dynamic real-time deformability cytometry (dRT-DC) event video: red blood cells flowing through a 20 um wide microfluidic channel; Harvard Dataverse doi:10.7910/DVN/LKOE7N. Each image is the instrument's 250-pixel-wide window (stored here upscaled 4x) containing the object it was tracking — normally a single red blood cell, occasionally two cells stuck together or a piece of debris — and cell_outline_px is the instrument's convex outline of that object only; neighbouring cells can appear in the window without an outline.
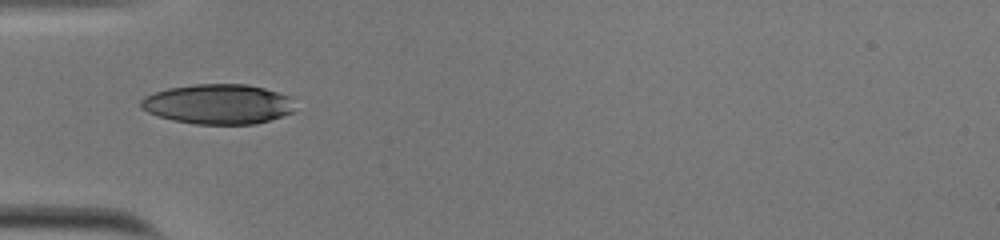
{"species": "human", "species_latin": "Homo sapiens", "temperature_condition": "cold", "stored_images_in_passage": 37, "camera_frame_rate_fps": 3000, "um_per_image_px": 0.085, "donor": {"sex": "male"}, "frame": {"image": 1, "passage_image": 1, "time_ms": 0.0, "image_size_px": [1000, 240], "cell_outline_px": [[292, 112], [268, 120], [252, 124], [196, 124], [172, 120], [156, 116], [140, 108], [140, 100], [144, 96], [168, 88], [192, 84], [244, 84], [264, 88], [292, 96]], "centroid_in_image_um": [18.49, 8.84], "position_along_channel_um": 66.5, "area_um2": 35.84}}
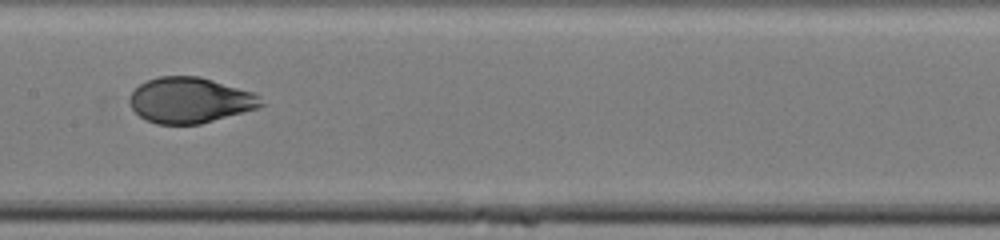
{"frame": {"image": 2, "passage_image": 11, "time_ms": 3.333, "image_size_px": [1000, 240], "cell_outline_px": [[264, 104], [256, 108], [200, 124], [156, 124], [144, 120], [132, 108], [128, 100], [132, 92], [140, 84], [148, 80], [160, 76], [200, 76], [252, 92], [260, 96]], "centroid_in_image_um": [16.12, 8.52], "position_along_channel_um": 191.3, "area_um2": 34.74}}
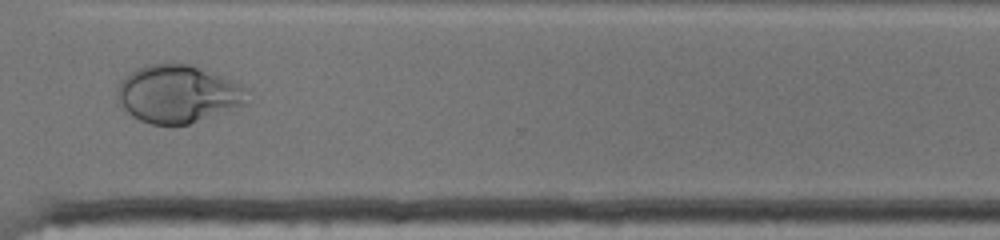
{"frame": {"image": 3, "passage_image": 24, "time_ms": 7.667, "image_size_px": [1000, 240], "cell_outline_px": [[252, 100], [244, 104], [188, 124], [152, 124], [140, 120], [132, 116], [120, 108], [116, 100], [116, 88], [120, 80], [128, 72], [136, 68], [148, 64], [188, 64], [200, 68], [232, 80], [248, 88]], "centroid_in_image_um": [15.08, 7.98], "position_along_channel_um": 355.5, "area_um2": 44.04}, "authors_computed_cell_mechanics": {"area_um2": 37.3388, "velocity_mm_per_s": 3.7855, "shape_relaxation_time_tau1_ms": 4.2259, "shape_relaxation_time_tau2_ms": null, "deformation_change_tau1": 0.164, "deformation_change_tau2": null}}